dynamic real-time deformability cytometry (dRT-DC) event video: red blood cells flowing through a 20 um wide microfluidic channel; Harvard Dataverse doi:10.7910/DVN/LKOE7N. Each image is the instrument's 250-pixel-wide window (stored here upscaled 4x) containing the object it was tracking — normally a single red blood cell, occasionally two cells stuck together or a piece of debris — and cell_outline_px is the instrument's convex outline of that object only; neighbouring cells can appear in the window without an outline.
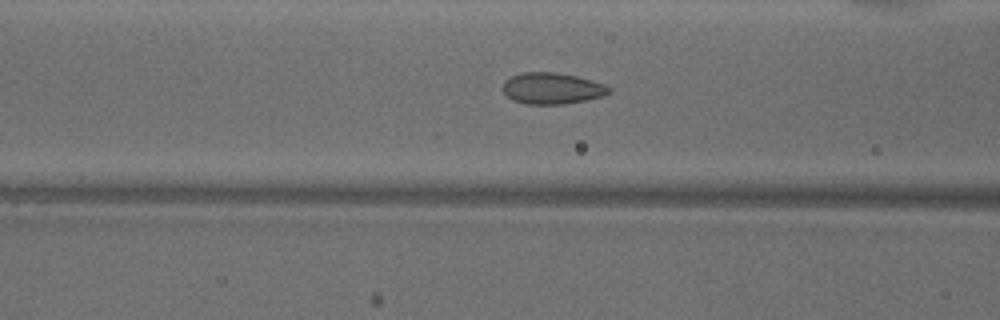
{"species": "common noctule bat (a hibernating species)", "species_latin": "Nyctalus noctula", "temperature_condition": "warm", "stored_images_in_passage": 51, "camera_frame_rate_fps": 3000, "um_per_image_px": 0.085, "animal": {"sex": "male", "body_mass_g": 18.8}, "frame": {"image": 1, "passage_image": 19, "time_ms": 6.0, "image_size_px": [1000, 320], "cell_outline_px": [[612, 92], [604, 96], [564, 104], [524, 104], [512, 100], [504, 92], [504, 80], [512, 76], [524, 72], [556, 72], [576, 76], [592, 80], [604, 84], [612, 88]], "centroid_in_image_um": [46.95, 7.51], "position_along_channel_um": 119.6, "area_um2": 19.42}}
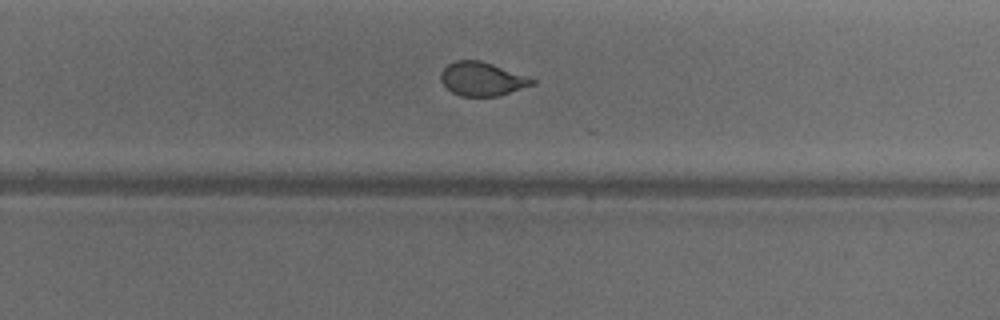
{"frame": {"image": 2, "passage_image": 32, "time_ms": 10.333, "image_size_px": [1000, 320], "cell_outline_px": [[536, 84], [500, 96], [460, 96], [452, 92], [440, 80], [440, 72], [448, 64], [456, 60], [480, 60], [528, 76], [536, 80]], "centroid_in_image_um": [41.0, 6.72], "position_along_channel_um": 288.8, "area_um2": 18.03}}
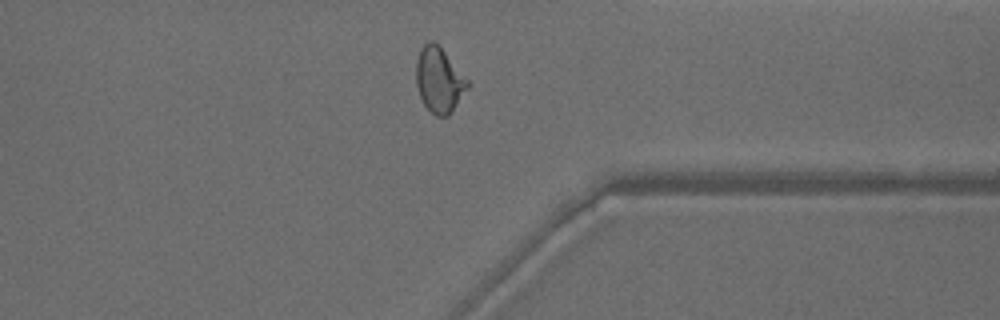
{"frame": {"image": 3, "passage_image": 39, "time_ms": 12.667, "image_size_px": [1000, 320], "cell_outline_px": [[468, 88], [448, 116], [436, 116], [424, 104], [420, 96], [416, 84], [416, 60], [420, 48], [428, 40], [432, 40], [444, 52], [468, 80]], "centroid_in_image_um": [37.3, 6.8], "position_along_channel_um": 374.1, "area_um2": 19.13}, "authors_computed_cell_mechanics": {"area_um2": 19.5364, "velocity_mm_per_s": 3.9069, "shape_relaxation_time_tau1_ms": 4.4725, "shape_relaxation_time_tau2_ms": null, "deformation_change_tau1": 0.1434, "deformation_change_tau2": null}}